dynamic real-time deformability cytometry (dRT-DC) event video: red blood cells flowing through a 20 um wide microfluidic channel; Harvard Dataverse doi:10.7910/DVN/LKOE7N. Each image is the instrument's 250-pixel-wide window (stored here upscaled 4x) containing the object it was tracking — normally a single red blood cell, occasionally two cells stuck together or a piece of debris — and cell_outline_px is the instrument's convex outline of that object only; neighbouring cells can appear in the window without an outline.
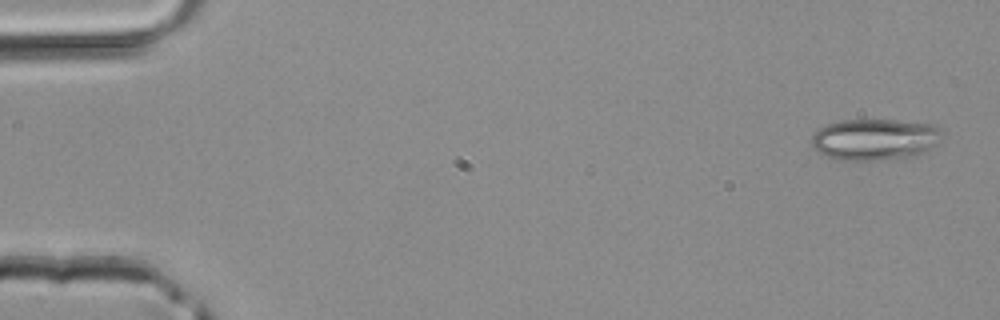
{"species": "common noctule bat (a hibernating species)", "species_latin": "Nyctalus noctula", "temperature_condition": "room temperature", "stored_images_in_passage": 2, "camera_frame_rate_fps": 3000, "um_per_image_px": 0.085, "animal": {"sex": "male", "body_mass_g": 20.4}, "frame": {"image": 1, "passage_image": 1, "time_ms": 0.0, "image_size_px": [1000, 320], "cell_outline_px": [[940, 128], [936, 144], [916, 156], [876, 160], [840, 160], [828, 156], [812, 148], [812, 136], [816, 128], [828, 124], [844, 120], [896, 120], [936, 124]], "centroid_in_image_um": [74.32, 11.84], "position_along_channel_um": 10.7, "area_um2": 31.33}}